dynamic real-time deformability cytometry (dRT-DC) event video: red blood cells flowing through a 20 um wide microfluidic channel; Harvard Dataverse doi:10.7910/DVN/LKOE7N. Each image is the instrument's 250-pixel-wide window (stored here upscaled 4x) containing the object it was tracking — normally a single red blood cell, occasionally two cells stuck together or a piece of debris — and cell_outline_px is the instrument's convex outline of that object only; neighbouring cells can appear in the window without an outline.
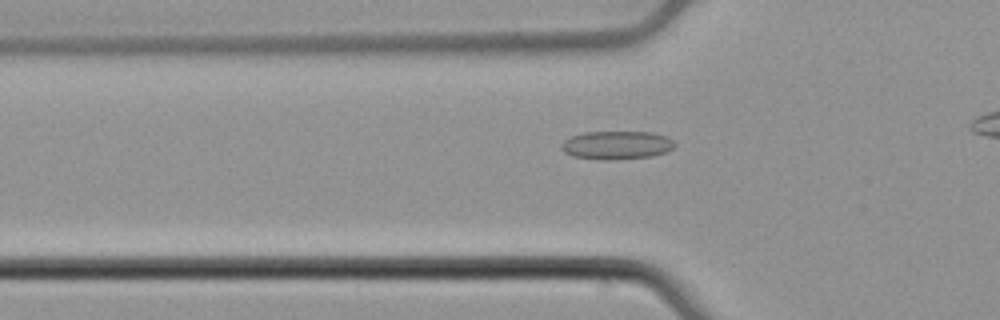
{"species": "common noctule bat (a hibernating species)", "species_latin": "Nyctalus noctula", "temperature_condition": "cold", "stored_images_in_passage": 38, "camera_frame_rate_fps": 3000, "um_per_image_px": 0.085, "animal": {"sex": "male", "body_mass_g": 21.5, "forearm_length_mm": 52.0}, "frame": {"image": 1, "passage_image": 12, "time_ms": 3.667, "image_size_px": [1000, 320], "cell_outline_px": [[676, 144], [668, 152], [652, 156], [608, 160], [604, 160], [572, 156], [564, 152], [560, 148], [560, 144], [564, 140], [572, 136], [584, 132], [652, 132], [668, 136]], "centroid_in_image_um": [52.42, 12.33], "position_along_channel_um": 73.4, "area_um2": 18.84}}
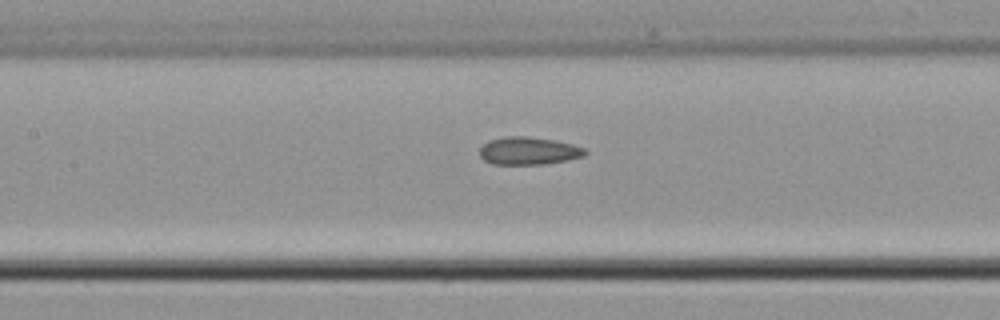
{"frame": {"image": 2, "passage_image": 19, "time_ms": 6.0, "image_size_px": [1000, 320], "cell_outline_px": [[588, 152], [584, 156], [568, 160], [544, 164], [492, 164], [484, 160], [480, 156], [480, 148], [488, 140], [504, 136], [528, 136], [556, 140], [572, 144], [584, 148]], "centroid_in_image_um": [44.93, 12.81], "position_along_channel_um": 162.5, "area_um2": 17.17}}
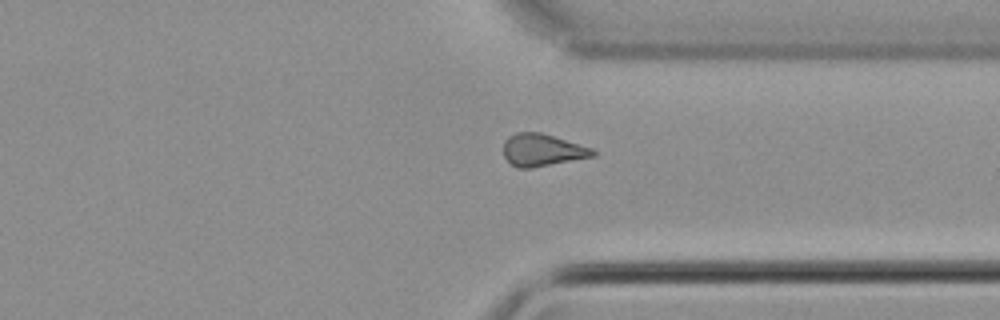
{"frame": {"image": 3, "passage_image": 35, "time_ms": 11.333, "image_size_px": [1000, 320], "cell_outline_px": [[596, 156], [532, 168], [516, 168], [504, 156], [504, 140], [508, 136], [516, 132], [540, 132], [592, 148], [596, 152]], "centroid_in_image_um": [46.09, 12.76], "position_along_channel_um": 365.3, "area_um2": 16.82}}